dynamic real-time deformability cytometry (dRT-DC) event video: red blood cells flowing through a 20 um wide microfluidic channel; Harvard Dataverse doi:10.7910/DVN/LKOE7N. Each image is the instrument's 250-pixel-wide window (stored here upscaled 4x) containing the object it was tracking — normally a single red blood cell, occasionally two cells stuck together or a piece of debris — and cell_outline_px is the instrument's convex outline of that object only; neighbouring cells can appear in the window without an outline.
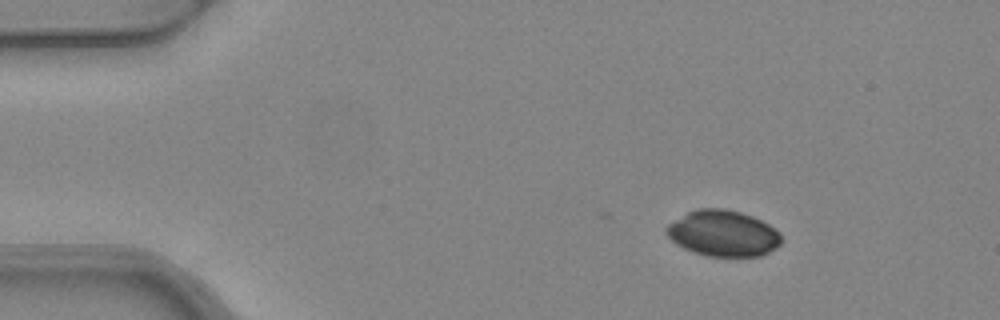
{"species": "common noctule bat (a hibernating species)", "species_latin": "Nyctalus noctula", "temperature_condition": "warm", "stored_images_in_passage": 4, "camera_frame_rate_fps": 3000, "um_per_image_px": 0.085, "animal": {"sex": "female", "body_mass_g": 24.6, "forearm_length_mm": 56.2}, "frame": {"image": 1, "passage_image": 2, "time_ms": 0.333, "image_size_px": [1000, 320], "cell_outline_px": [[780, 244], [776, 248], [760, 256], [708, 256], [684, 248], [676, 244], [668, 236], [664, 228], [668, 224], [688, 212], [696, 208], [724, 208], [740, 212], [752, 216], [768, 224], [780, 232]], "centroid_in_image_um": [61.46, 19.82], "position_along_channel_um": 23.5, "area_um2": 30.63}}